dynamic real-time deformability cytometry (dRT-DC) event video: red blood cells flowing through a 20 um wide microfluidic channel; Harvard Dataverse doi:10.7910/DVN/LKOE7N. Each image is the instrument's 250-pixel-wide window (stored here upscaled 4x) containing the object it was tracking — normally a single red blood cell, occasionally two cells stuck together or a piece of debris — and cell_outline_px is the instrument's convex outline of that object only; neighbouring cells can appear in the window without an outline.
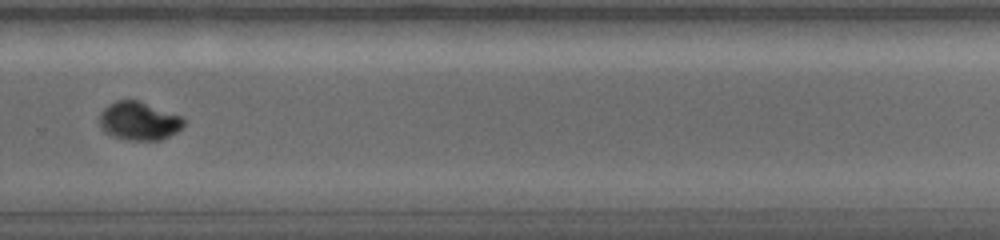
{"species": "common noctule bat (a hibernating species)", "species_latin": "Nyctalus noctula", "temperature_condition": "warm", "stored_images_in_passage": 26, "camera_frame_rate_fps": 5000, "um_per_image_px": 0.085, "animal": {"sex": "female", "body_mass_g": 19.0, "forearm_length_mm": 56.7}, "frame": {"image": 1, "passage_image": 12, "time_ms": 10.2, "image_size_px": [1000, 240], "cell_outline_px": [[184, 124], [176, 132], [160, 140], [128, 140], [112, 136], [104, 132], [100, 124], [100, 112], [108, 104], [116, 100], [140, 100], [184, 116]], "centroid_in_image_um": [11.82, 10.26], "position_along_channel_um": 318.0, "area_um2": 19.07}, "authors_computed_cell_mechanics": {"area_um2": 18.5249, "velocity_mm_per_s": 3.772, "shape_relaxation_time_tau1_ms": 3.9511, "shape_relaxation_time_tau2_ms": null, "deformation_change_tau1": 0.1902, "deformation_change_tau2": null}}